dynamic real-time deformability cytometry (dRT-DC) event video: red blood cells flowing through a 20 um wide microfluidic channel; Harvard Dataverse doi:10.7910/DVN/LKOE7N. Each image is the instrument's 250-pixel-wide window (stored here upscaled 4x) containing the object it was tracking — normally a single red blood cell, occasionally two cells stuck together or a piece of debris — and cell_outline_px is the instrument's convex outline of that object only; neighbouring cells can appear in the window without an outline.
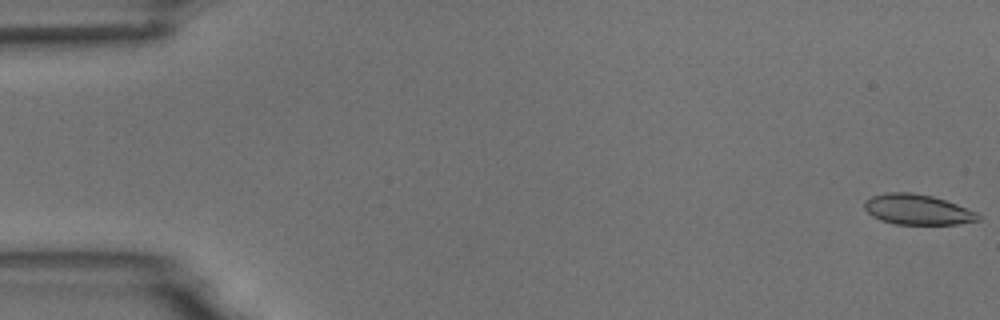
{"species": "common noctule bat (a hibernating species)", "species_latin": "Nyctalus noctula", "temperature_condition": "room temperature", "stored_images_in_passage": 10, "camera_frame_rate_fps": 3000, "um_per_image_px": 0.085, "animal": {"sex": "male", "body_mass_g": 18.8}, "frame": {"image": 1, "passage_image": 1, "time_ms": 0.0, "image_size_px": [1000, 320], "cell_outline_px": [[984, 216], [980, 220], [956, 224], [896, 224], [880, 220], [872, 216], [864, 208], [864, 200], [872, 196], [884, 192], [912, 192], [932, 196], [956, 204], [976, 212]], "centroid_in_image_um": [77.97, 17.81], "position_along_channel_um": 7.0, "area_um2": 20.17}}
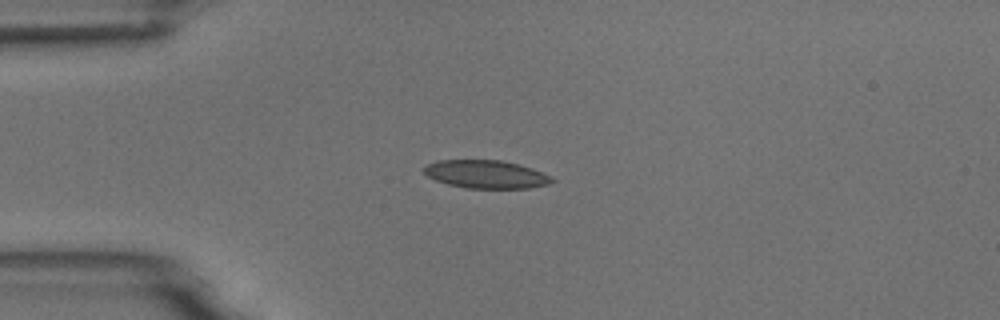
{"frame": {"image": 2, "passage_image": 4, "time_ms": 4.333, "image_size_px": [1000, 320], "cell_outline_px": [[556, 180], [548, 184], [528, 188], [464, 188], [448, 184], [436, 180], [428, 176], [424, 172], [424, 164], [436, 160], [500, 160], [532, 168], [552, 176]], "centroid_in_image_um": [41.3, 14.81], "position_along_channel_um": 43.7, "area_um2": 20.98}}